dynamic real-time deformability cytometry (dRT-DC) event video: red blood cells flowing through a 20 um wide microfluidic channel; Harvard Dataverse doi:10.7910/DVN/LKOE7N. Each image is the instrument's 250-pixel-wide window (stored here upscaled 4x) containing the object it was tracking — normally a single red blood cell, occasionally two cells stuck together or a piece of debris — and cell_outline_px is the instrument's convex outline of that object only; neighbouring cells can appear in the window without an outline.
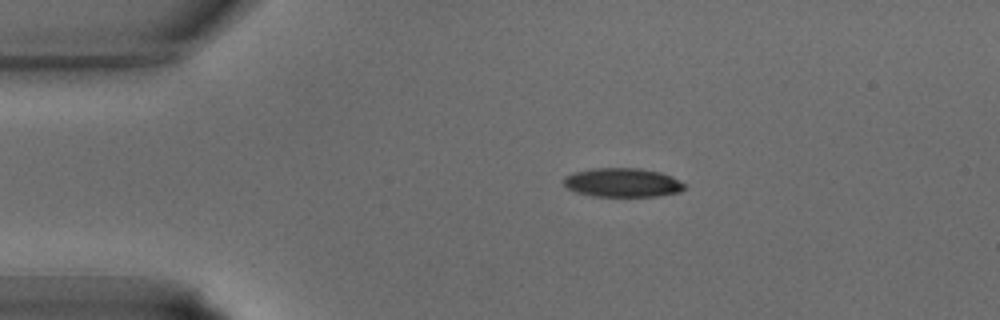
{"species": "common noctule bat (a hibernating species)", "species_latin": "Nyctalus noctula", "temperature_condition": "warm", "stored_images_in_passage": 31, "camera_frame_rate_fps": 3000, "um_per_image_px": 0.085, "animal": {"sex": "male", "body_mass_g": 15.6}, "frame": {"image": 1, "passage_image": 1, "time_ms": 0.0, "image_size_px": [1000, 320], "cell_outline_px": [[684, 188], [680, 192], [656, 196], [592, 196], [576, 192], [568, 188], [560, 180], [564, 176], [572, 172], [592, 168], [640, 168], [660, 172], [684, 184]], "centroid_in_image_um": [52.82, 15.51], "position_along_channel_um": 32.2, "area_um2": 20.35}}
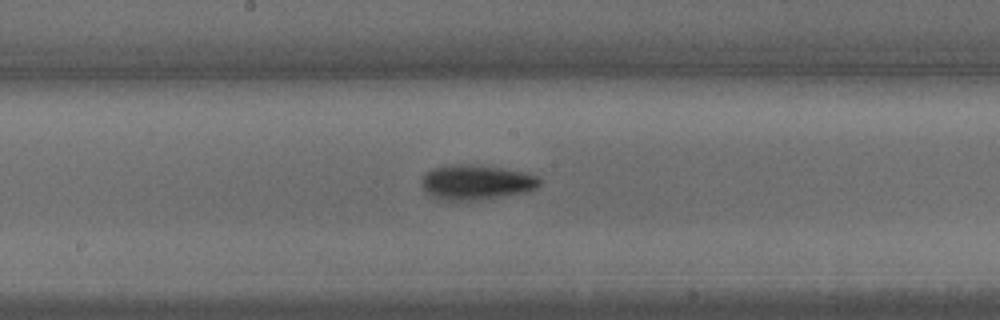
{"frame": {"image": 2, "passage_image": 13, "time_ms": 4.0, "image_size_px": [1000, 320], "cell_outline_px": [[540, 184], [536, 188], [528, 192], [500, 196], [468, 200], [444, 200], [432, 196], [420, 184], [424, 172], [432, 168], [448, 164], [468, 164], [500, 168], [524, 172], [540, 176]], "centroid_in_image_um": [40.47, 15.47], "position_along_channel_um": 207.7, "area_um2": 23.87}}
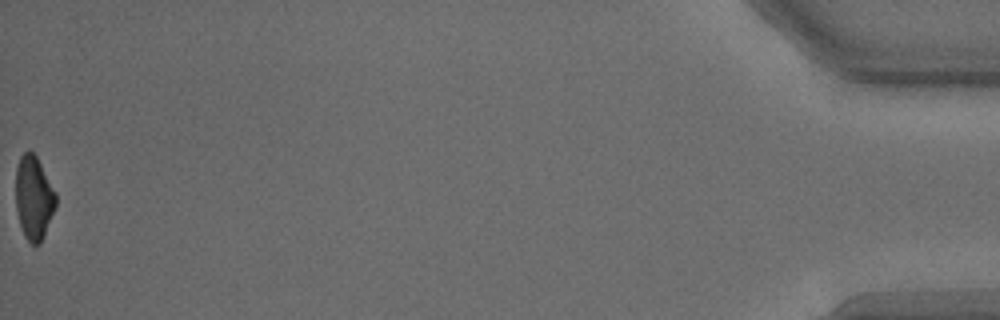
{"frame": {"image": 3, "passage_image": 31, "time_ms": 10.0, "image_size_px": [1000, 320], "cell_outline_px": [[56, 208], [44, 236], [40, 244], [32, 244], [24, 236], [20, 224], [16, 208], [16, 168], [20, 156], [28, 148], [36, 156], [56, 192]], "centroid_in_image_um": [2.88, 16.81], "position_along_channel_um": 432.3, "area_um2": 19.65}}